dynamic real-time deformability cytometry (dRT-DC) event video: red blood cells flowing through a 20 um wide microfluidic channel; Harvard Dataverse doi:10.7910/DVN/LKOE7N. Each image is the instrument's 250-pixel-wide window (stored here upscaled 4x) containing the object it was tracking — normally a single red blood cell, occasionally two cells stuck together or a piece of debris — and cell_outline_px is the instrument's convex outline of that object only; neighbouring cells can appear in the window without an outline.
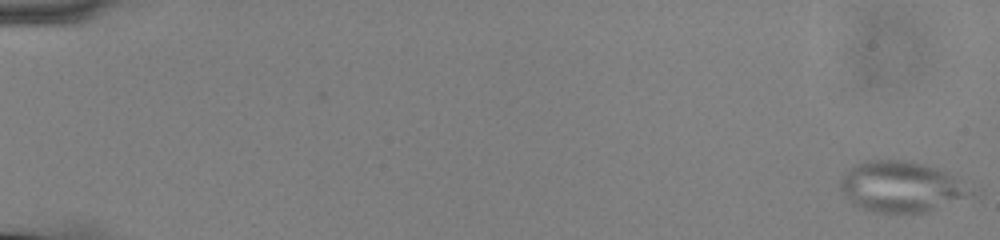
{"species": "common noctule bat (a hibernating species)", "species_latin": "Nyctalus noctula", "temperature_condition": "cold", "stored_images_in_passage": 2, "camera_frame_rate_fps": 3000, "um_per_image_px": 0.085, "animal": {"sex": "male", "body_mass_g": 13.0, "forearm_length_mm": 53.1}, "frame": {"image": 1, "passage_image": 1, "time_ms": 0.0, "image_size_px": [1000, 240], "cell_outline_px": [[984, 192], [980, 200], [928, 212], [876, 212], [852, 204], [840, 192], [840, 180], [848, 168], [856, 164], [868, 160], [904, 160], [936, 168], [948, 172], [956, 176]], "centroid_in_image_um": [76.88, 15.92], "position_along_channel_um": 8.1, "area_um2": 40.69}}